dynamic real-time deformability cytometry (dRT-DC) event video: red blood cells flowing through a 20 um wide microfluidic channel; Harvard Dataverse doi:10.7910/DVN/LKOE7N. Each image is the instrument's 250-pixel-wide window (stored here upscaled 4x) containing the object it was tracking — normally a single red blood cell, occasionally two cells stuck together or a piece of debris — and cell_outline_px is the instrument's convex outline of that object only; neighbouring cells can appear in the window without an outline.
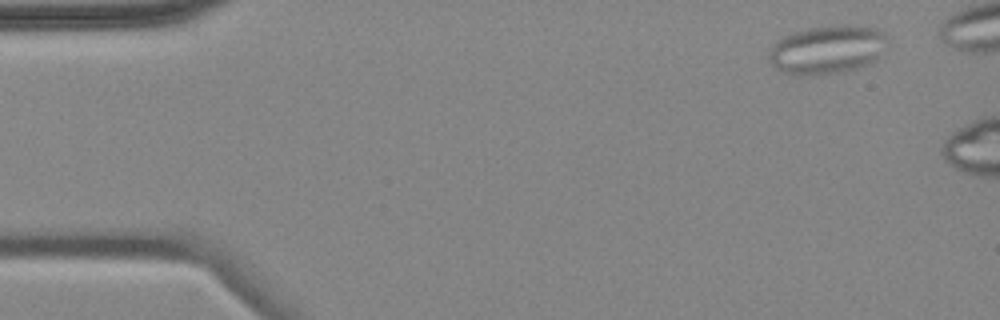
{"species": "common noctule bat (a hibernating species)", "species_latin": "Nyctalus noctula", "temperature_condition": "cold", "stored_images_in_passage": 3, "camera_frame_rate_fps": 3000, "um_per_image_px": 0.085, "animal": {"sex": "female", "body_mass_g": 18.4}, "frame": {"image": 1, "passage_image": 1, "time_ms": 0.0, "image_size_px": [1000, 320], "cell_outline_px": [[888, 48], [876, 60], [856, 68], [844, 72], [820, 76], [796, 76], [784, 72], [776, 68], [768, 60], [768, 52], [776, 40], [792, 32], [808, 28], [840, 24], [856, 24], [876, 28], [888, 36]], "centroid_in_image_um": [70.34, 4.22], "position_along_channel_um": 14.7, "area_um2": 34.56}}